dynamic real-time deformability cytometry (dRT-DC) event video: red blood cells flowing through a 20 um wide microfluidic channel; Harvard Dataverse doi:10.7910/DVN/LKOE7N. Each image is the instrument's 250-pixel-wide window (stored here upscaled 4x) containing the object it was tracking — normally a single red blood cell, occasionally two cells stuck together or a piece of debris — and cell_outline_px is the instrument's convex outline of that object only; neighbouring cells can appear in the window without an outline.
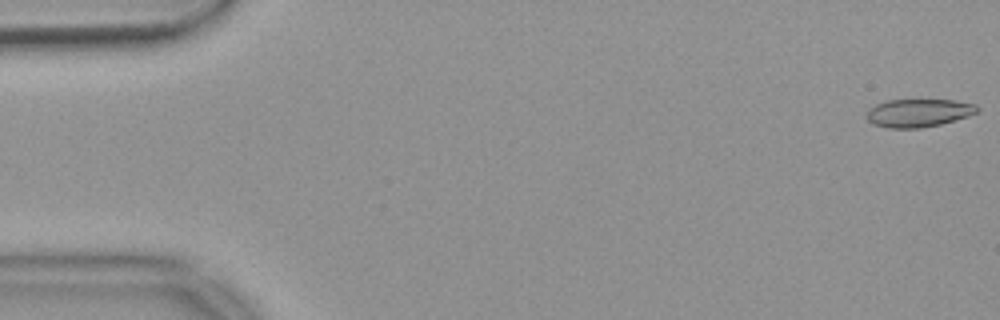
{"species": "common noctule bat (a hibernating species)", "species_latin": "Nyctalus noctula", "temperature_condition": "warm", "stored_images_in_passage": 9, "camera_frame_rate_fps": 3000, "um_per_image_px": 0.085, "animal": {"sex": "female", "body_mass_g": 18.4}, "frame": {"image": 1, "passage_image": 1, "time_ms": 0.0, "image_size_px": [1000, 320], "cell_outline_px": [[980, 108], [976, 112], [968, 116], [940, 124], [920, 128], [888, 128], [872, 124], [868, 120], [868, 108], [876, 104], [888, 100], [956, 100], [976, 104]], "centroid_in_image_um": [78.08, 9.59], "position_along_channel_um": 6.9, "area_um2": 18.03}}